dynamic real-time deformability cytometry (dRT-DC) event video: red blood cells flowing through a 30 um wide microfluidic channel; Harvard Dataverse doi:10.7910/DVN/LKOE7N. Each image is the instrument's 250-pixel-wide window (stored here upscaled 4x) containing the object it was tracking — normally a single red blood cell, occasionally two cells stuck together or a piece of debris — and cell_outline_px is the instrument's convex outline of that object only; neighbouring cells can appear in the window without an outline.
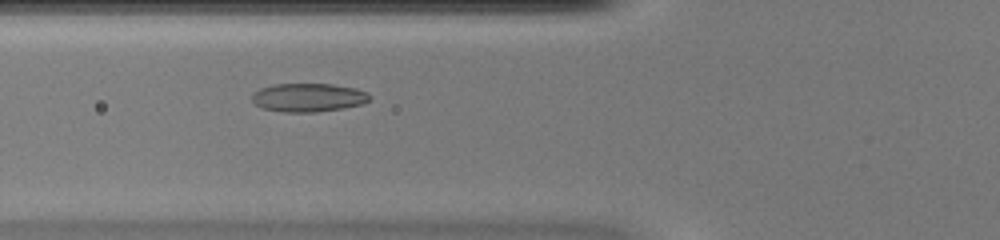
{"species": "common noctule bat (a hibernating species)", "species_latin": "Nyctalus noctula", "temperature_condition": "warm", "stored_images_in_passage": 38, "camera_frame_rate_fps": 3000, "um_per_image_px": 0.085, "animal": {"sex": "female", "body_mass_g": 20.0, "forearm_length_mm": 54.0}, "frame": {"image": 1, "passage_image": 7, "time_ms": 2.0, "image_size_px": [1000, 240], "cell_outline_px": [[372, 96], [364, 104], [344, 108], [316, 112], [284, 112], [264, 108], [256, 104], [252, 100], [252, 92], [260, 88], [276, 84], [332, 84], [356, 88], [368, 92]], "centroid_in_image_um": [26.24, 8.28], "position_along_channel_um": 99.6, "area_um2": 19.65}}
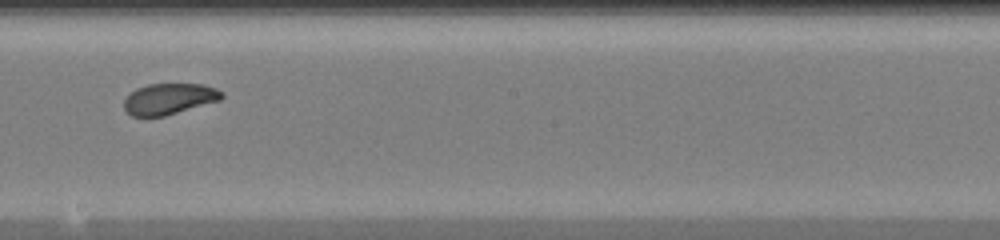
{"frame": {"image": 2, "passage_image": 17, "time_ms": 5.333, "image_size_px": [1000, 240], "cell_outline_px": [[224, 96], [220, 100], [164, 116], [132, 116], [124, 108], [124, 100], [136, 88], [148, 84], [204, 84], [216, 88], [224, 92]], "centroid_in_image_um": [14.4, 8.39], "position_along_channel_um": 233.8, "area_um2": 17.57}}
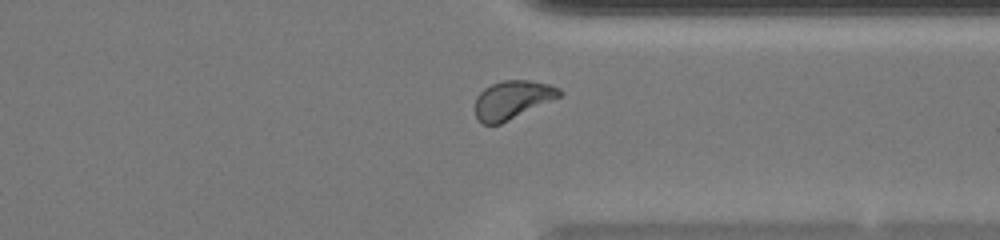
{"frame": {"image": 3, "passage_image": 27, "time_ms": 8.667, "image_size_px": [1000, 240], "cell_outline_px": [[564, 92], [560, 96], [500, 124], [480, 124], [476, 116], [476, 96], [484, 88], [492, 84], [504, 80], [528, 80], [548, 84], [560, 88]], "centroid_in_image_um": [43.53, 8.47], "position_along_channel_um": 367.9, "area_um2": 18.61}, "authors_computed_cell_mechanics": {"area_um2": 18.785, "velocity_mm_per_s": 4.0288, "shape_relaxation_time_tau1_ms": 6.0748, "shape_relaxation_time_tau2_ms": 1.2257, "deformation_change_tau1": 0.1678, "deformation_change_tau2": 0.0561}}